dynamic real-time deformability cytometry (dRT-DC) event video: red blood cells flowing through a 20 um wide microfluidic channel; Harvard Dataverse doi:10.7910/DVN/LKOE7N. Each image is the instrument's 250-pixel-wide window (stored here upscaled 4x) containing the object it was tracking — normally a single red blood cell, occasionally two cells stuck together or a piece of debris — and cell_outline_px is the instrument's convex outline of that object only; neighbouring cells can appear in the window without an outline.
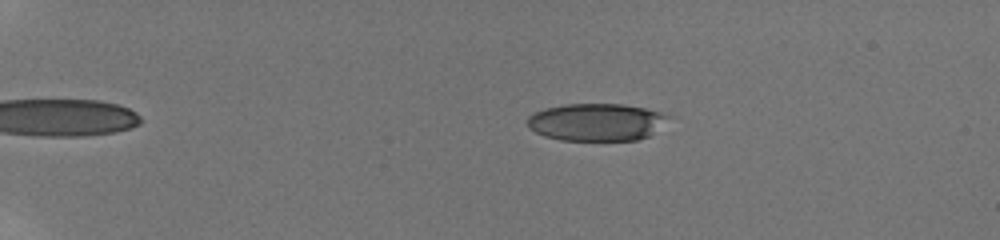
{"species": "human", "species_latin": "Homo sapiens", "temperature_condition": "room temperature", "stored_images_in_passage": 50, "camera_frame_rate_fps": 3000, "um_per_image_px": 0.085, "donor": {"sex": "male"}, "frame": {"image": 1, "passage_image": 7, "time_ms": 2.0, "image_size_px": [1000, 240], "cell_outline_px": [[676, 116], [648, 136], [636, 140], [560, 140], [544, 136], [528, 128], [528, 116], [544, 108], [564, 104], [624, 104], [644, 108]], "centroid_in_image_um": [50.74, 10.37], "position_along_channel_um": 34.3, "area_um2": 30.98}}
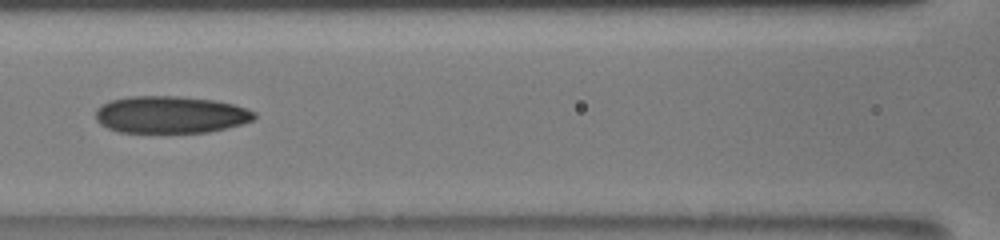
{"frame": {"image": 2, "passage_image": 24, "time_ms": 7.667, "image_size_px": [1000, 240], "cell_outline_px": [[256, 116], [252, 120], [240, 124], [208, 132], [120, 132], [108, 128], [100, 124], [96, 120], [96, 108], [112, 100], [128, 96], [176, 96], [212, 100], [232, 104], [256, 112]], "centroid_in_image_um": [14.46, 9.74], "position_along_channel_um": 152.1, "area_um2": 33.99}}
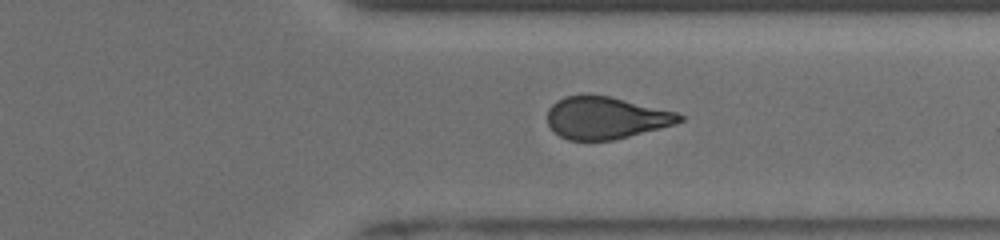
{"frame": {"image": 3, "passage_image": 40, "time_ms": 13.0, "image_size_px": [1000, 240], "cell_outline_px": [[684, 120], [676, 124], [612, 140], [568, 140], [560, 136], [548, 124], [548, 108], [556, 100], [564, 96], [584, 92], [588, 92], [612, 96], [676, 112], [684, 116]], "centroid_in_image_um": [51.47, 9.97], "position_along_channel_um": 359.9, "area_um2": 32.95}, "authors_computed_cell_mechanics": {"area_um2": 33.2928, "velocity_mm_per_s": 3.9035, "shape_relaxation_time_tau1_ms": null, "shape_relaxation_time_tau2_ms": 2.3371, "deformation_change_tau1": null, "deformation_change_tau2": 0.1063}}